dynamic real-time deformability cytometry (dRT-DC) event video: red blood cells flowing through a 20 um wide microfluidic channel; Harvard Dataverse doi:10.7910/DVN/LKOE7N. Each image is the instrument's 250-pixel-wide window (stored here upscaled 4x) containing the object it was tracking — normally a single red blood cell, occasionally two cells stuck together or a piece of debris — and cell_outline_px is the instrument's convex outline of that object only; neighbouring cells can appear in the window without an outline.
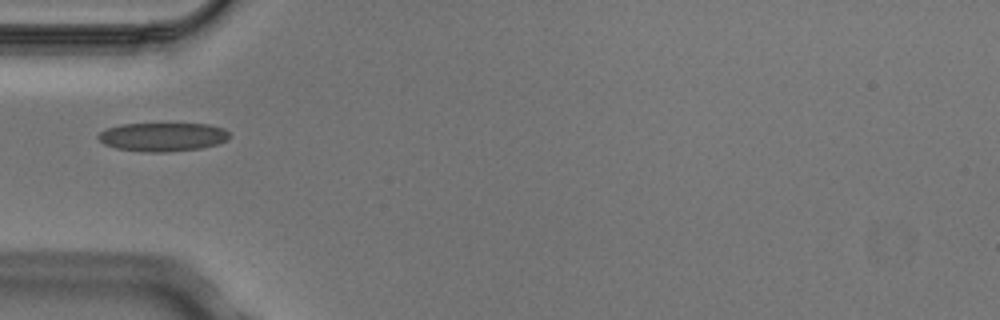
{"species": "Egyptian fruit bat (a non-hibernating species)", "species_latin": "Rousettus aegyptiacus", "temperature_condition": "cold", "stored_images_in_passage": 2, "camera_frame_rate_fps": 3000, "um_per_image_px": 0.085, "animal": {"sex": "male"}, "frame": {"image": 1, "passage_image": 1, "time_ms": 0.0, "image_size_px": [1000, 320], "cell_outline_px": [[232, 136], [228, 140], [216, 144], [200, 148], [168, 152], [148, 152], [116, 148], [104, 144], [96, 136], [100, 132], [108, 128], [120, 124], [208, 124], [224, 128]], "centroid_in_image_um": [13.85, 11.63], "position_along_channel_um": 71.2, "area_um2": 21.91}}
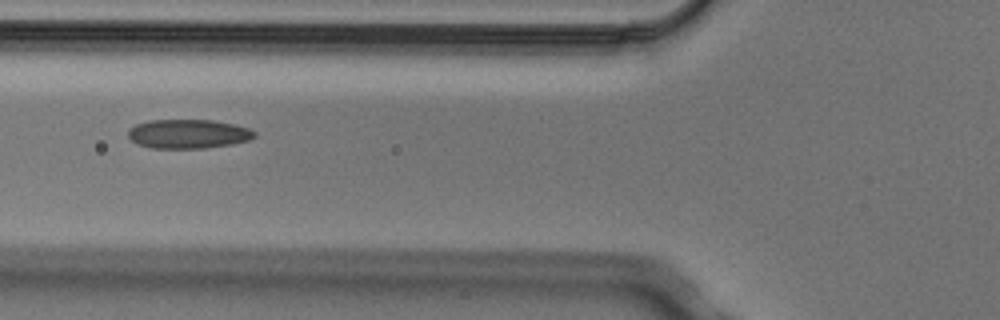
{"frame": {"image": 2, "passage_image": 2, "time_ms": 0.333, "image_size_px": [1000, 320], "cell_outline_px": [[256, 136], [248, 140], [232, 144], [204, 148], [152, 148], [136, 144], [128, 136], [128, 128], [136, 124], [148, 120], [212, 120], [232, 124], [248, 128], [256, 132]], "centroid_in_image_um": [15.96, 11.38], "position_along_channel_um": 109.8, "area_um2": 21.44}}